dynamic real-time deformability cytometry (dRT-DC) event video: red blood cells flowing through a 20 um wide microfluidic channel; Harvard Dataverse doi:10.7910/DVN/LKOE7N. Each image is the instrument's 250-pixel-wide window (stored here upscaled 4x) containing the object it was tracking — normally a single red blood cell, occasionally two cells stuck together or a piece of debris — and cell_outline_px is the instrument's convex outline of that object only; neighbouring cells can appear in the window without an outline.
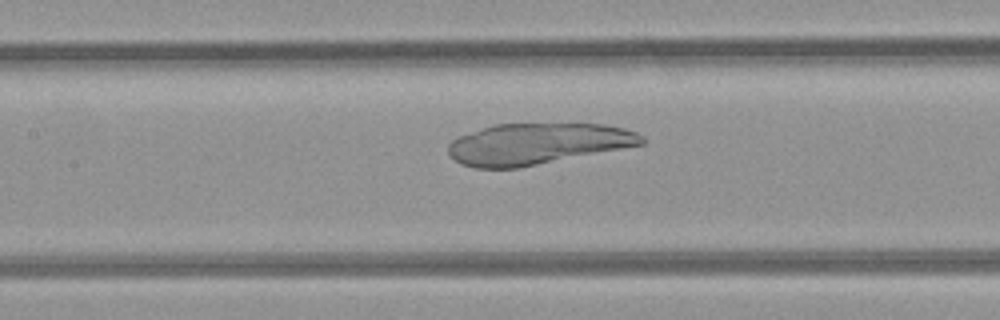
{"species": "common noctule bat (a hibernating species)", "species_latin": "Nyctalus noctula", "temperature_condition": "room temperature", "stored_images_in_passage": 30, "camera_frame_rate_fps": 3000, "um_per_image_px": 0.085, "animal": {"sex": "female", "body_mass_g": 21.9}, "frame": {"image": 1, "passage_image": 13, "time_ms": 4.0, "image_size_px": [1000, 320], "cell_outline_px": [[644, 144], [520, 168], [472, 168], [460, 164], [448, 152], [448, 144], [452, 140], [460, 136], [492, 124], [604, 124], [624, 128], [636, 132], [644, 136]], "centroid_in_image_um": [45.67, 12.23], "position_along_channel_um": 161.7, "area_um2": 46.41}}
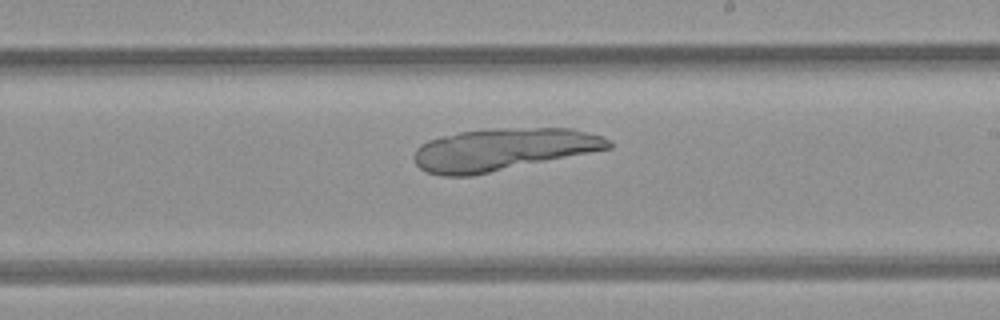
{"frame": {"image": 2, "passage_image": 19, "time_ms": 6.0, "image_size_px": [1000, 320], "cell_outline_px": [[612, 148], [472, 176], [444, 176], [428, 172], [420, 168], [416, 164], [412, 156], [416, 148], [420, 144], [428, 140], [440, 136], [460, 132], [504, 128], [572, 128], [600, 136], [612, 140]], "centroid_in_image_um": [42.73, 12.71], "position_along_channel_um": 246.3, "area_um2": 47.8}}
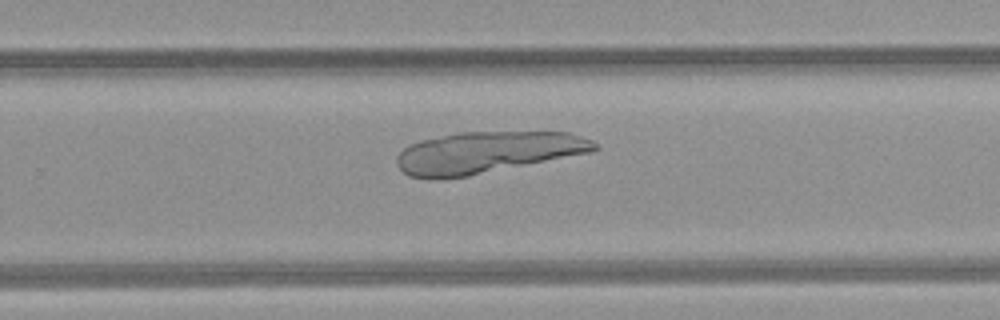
{"frame": {"image": 3, "passage_image": 22, "time_ms": 7.0, "image_size_px": [1000, 320], "cell_outline_px": [[600, 148], [592, 152], [468, 176], [444, 180], [428, 180], [408, 176], [396, 164], [396, 156], [404, 148], [420, 140], [460, 132], [568, 132], [592, 140]], "centroid_in_image_um": [41.36, 12.97], "position_along_channel_um": 288.4, "area_um2": 48.09}}